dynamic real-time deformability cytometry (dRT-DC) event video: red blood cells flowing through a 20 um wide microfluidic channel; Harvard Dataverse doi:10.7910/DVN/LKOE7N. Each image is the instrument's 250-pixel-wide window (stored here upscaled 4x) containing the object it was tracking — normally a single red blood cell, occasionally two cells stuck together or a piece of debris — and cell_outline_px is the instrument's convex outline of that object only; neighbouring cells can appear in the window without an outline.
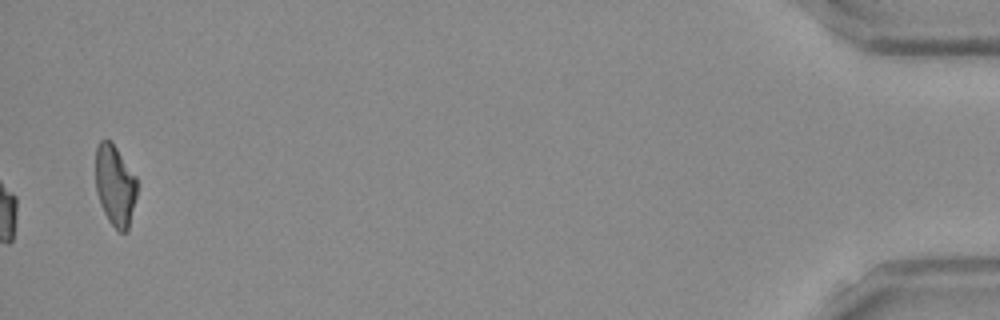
{"species": "Egyptian fruit bat (a non-hibernating species)", "species_latin": "Rousettus aegyptiacus", "temperature_condition": "room temperature", "stored_images_in_passage": 38, "camera_frame_rate_fps": 3000, "um_per_image_px": 0.085, "frame": {"image": 1, "passage_image": 38, "time_ms": 12.333, "image_size_px": [1000, 320], "cell_outline_px": [[136, 196], [128, 232], [120, 232], [108, 220], [100, 204], [96, 192], [96, 144], [100, 140], [112, 140], [136, 176]], "centroid_in_image_um": [9.77, 15.73], "position_along_channel_um": 425.4, "area_um2": 19.71}, "authors_computed_cell_mechanics": {"area_um2": 20.5768, "velocity_mm_per_s": 3.9392, "shape_relaxation_time_tau1_ms": null, "shape_relaxation_time_tau2_ms": 4.6617, "deformation_change_tau1": null, "deformation_change_tau2": 0.0812}}